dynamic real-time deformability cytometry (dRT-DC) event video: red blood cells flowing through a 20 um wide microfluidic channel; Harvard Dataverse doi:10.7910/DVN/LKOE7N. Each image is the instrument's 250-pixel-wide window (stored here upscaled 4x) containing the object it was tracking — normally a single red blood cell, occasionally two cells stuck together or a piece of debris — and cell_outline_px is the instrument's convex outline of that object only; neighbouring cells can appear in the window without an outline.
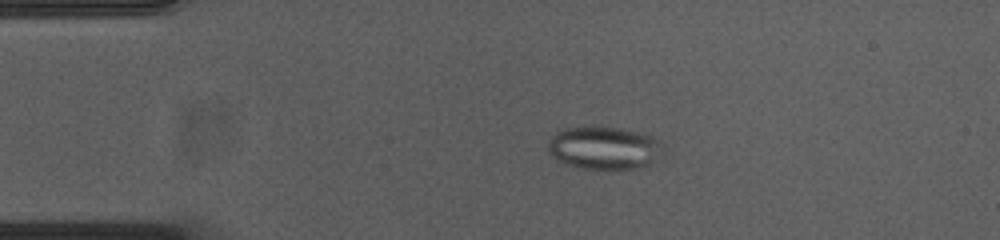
{"species": "common noctule bat (a hibernating species)", "species_latin": "Nyctalus noctula", "temperature_condition": "cold", "stored_images_in_passage": 54, "camera_frame_rate_fps": 3000, "um_per_image_px": 0.085, "animal": {"sex": "female", "body_mass_g": 23.0, "forearm_length_mm": 53.4}, "frame": {"image": 1, "passage_image": 11, "time_ms": 3.333, "image_size_px": [1000, 240], "cell_outline_px": [[664, 148], [648, 164], [636, 168], [584, 168], [564, 164], [556, 160], [548, 152], [548, 140], [560, 128], [620, 128], [648, 132], [664, 144]], "centroid_in_image_um": [51.33, 12.55], "position_along_channel_um": 33.7, "area_um2": 28.55}}
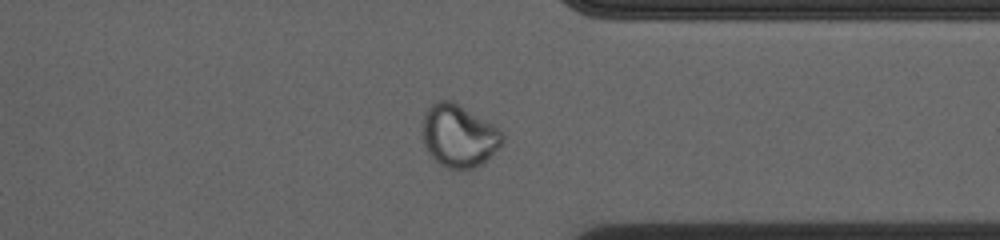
{"frame": {"image": 2, "passage_image": 42, "time_ms": 13.667, "image_size_px": [1000, 240], "cell_outline_px": [[504, 144], [480, 164], [472, 168], [448, 168], [440, 164], [428, 152], [424, 144], [424, 112], [436, 100], [452, 100], [492, 124], [504, 132]], "centroid_in_image_um": [39.03, 11.52], "position_along_channel_um": 372.4, "area_um2": 28.78}}
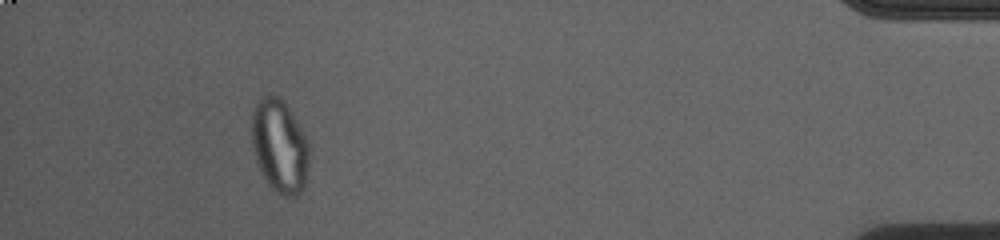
{"frame": {"image": 3, "passage_image": 50, "time_ms": 16.333, "image_size_px": [1000, 240], "cell_outline_px": [[312, 148], [308, 172], [304, 188], [296, 196], [284, 200], [268, 184], [260, 172], [252, 148], [252, 112], [256, 104], [268, 92], [272, 92], [280, 96], [296, 120]], "centroid_in_image_um": [23.8, 12.46], "position_along_channel_um": 411.4, "area_um2": 32.14}, "authors_computed_cell_mechanics": {"area_um2": 29.4202, "velocity_mm_per_s": 3.7086, "shape_relaxation_time_tau1_ms": null, "shape_relaxation_time_tau2_ms": 1.9205, "deformation_change_tau1": null, "deformation_change_tau2": 0.044}}